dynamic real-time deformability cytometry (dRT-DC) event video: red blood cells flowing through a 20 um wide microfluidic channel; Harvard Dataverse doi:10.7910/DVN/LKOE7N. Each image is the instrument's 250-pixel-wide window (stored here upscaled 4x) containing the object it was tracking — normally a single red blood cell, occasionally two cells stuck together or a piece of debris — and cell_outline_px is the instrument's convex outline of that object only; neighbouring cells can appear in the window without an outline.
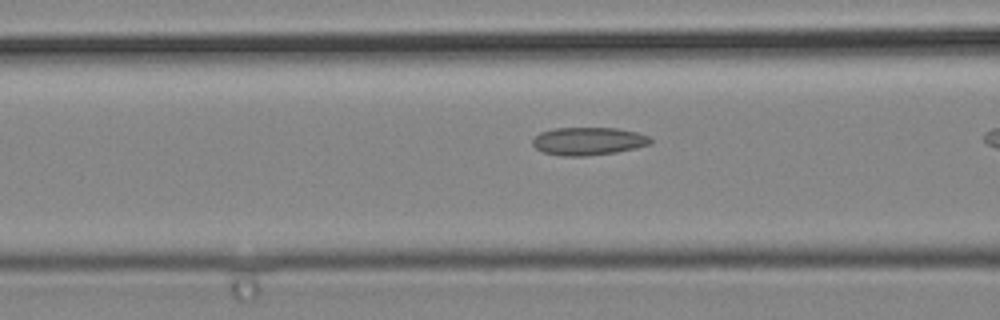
{"species": "common noctule bat (a hibernating species)", "species_latin": "Nyctalus noctula", "temperature_condition": "cold", "stored_images_in_passage": 21, "camera_frame_rate_fps": 3000, "um_per_image_px": 0.085, "animal": {"sex": "male", "body_mass_g": 19.2, "forearm_length_mm": 51.8}, "frame": {"image": 1, "passage_image": 15, "time_ms": 4.667, "image_size_px": [1000, 320], "cell_outline_px": [[652, 144], [636, 148], [616, 152], [584, 156], [564, 156], [544, 152], [536, 148], [532, 144], [532, 140], [540, 132], [552, 128], [616, 128], [636, 132], [648, 136], [652, 140]], "centroid_in_image_um": [50.01, 11.99], "position_along_channel_um": 116.6, "area_um2": 19.13}}
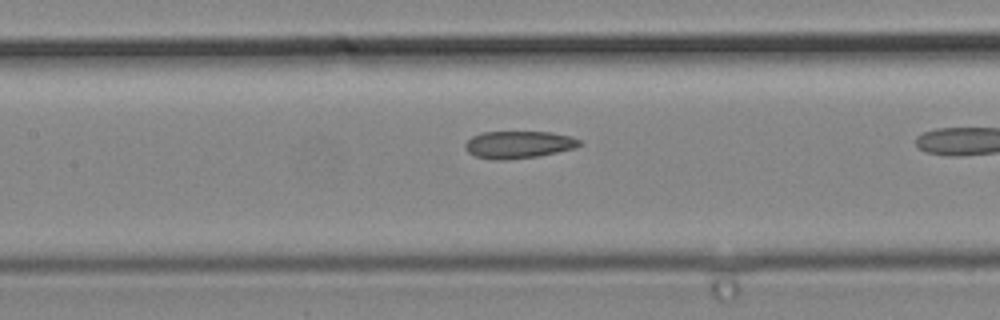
{"frame": {"image": 2, "passage_image": 18, "time_ms": 5.667, "image_size_px": [1000, 320], "cell_outline_px": [[584, 144], [576, 148], [536, 156], [504, 160], [496, 160], [476, 156], [468, 152], [464, 148], [464, 144], [472, 136], [484, 132], [552, 132], [572, 136], [580, 140]], "centroid_in_image_um": [44.1, 12.28], "position_along_channel_um": 163.3, "area_um2": 18.21}}